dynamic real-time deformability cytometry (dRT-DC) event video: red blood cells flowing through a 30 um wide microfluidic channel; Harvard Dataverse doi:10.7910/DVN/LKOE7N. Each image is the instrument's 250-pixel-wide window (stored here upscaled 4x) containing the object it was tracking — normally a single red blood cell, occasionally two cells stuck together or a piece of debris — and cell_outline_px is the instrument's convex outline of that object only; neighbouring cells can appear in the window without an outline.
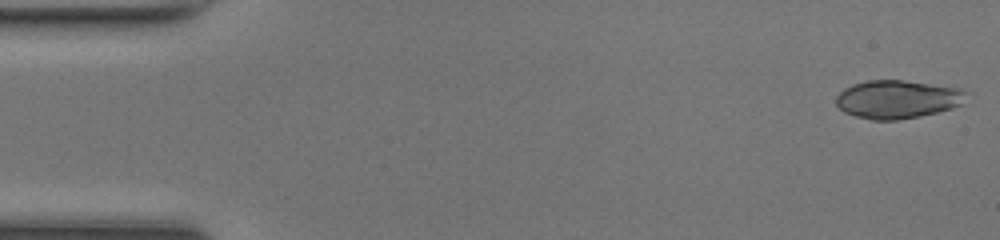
{"species": "common noctule bat (a hibernating species)", "species_latin": "Nyctalus noctula", "temperature_condition": "room temperature", "stored_images_in_passage": 47, "camera_frame_rate_fps": 3000, "um_per_image_px": 0.085, "animal": {"sex": "female", "body_mass_g": 17.0, "forearm_length_mm": 48.0}, "frame": {"image": 1, "passage_image": 1, "time_ms": 0.0, "image_size_px": [1000, 240], "cell_outline_px": [[968, 92], [964, 104], [952, 108], [920, 116], [896, 120], [872, 120], [856, 116], [844, 112], [836, 104], [836, 96], [844, 88], [852, 84], [868, 80], [900, 80], [964, 88]], "centroid_in_image_um": [76.32, 8.43], "position_along_channel_um": 8.7, "area_um2": 29.25}}